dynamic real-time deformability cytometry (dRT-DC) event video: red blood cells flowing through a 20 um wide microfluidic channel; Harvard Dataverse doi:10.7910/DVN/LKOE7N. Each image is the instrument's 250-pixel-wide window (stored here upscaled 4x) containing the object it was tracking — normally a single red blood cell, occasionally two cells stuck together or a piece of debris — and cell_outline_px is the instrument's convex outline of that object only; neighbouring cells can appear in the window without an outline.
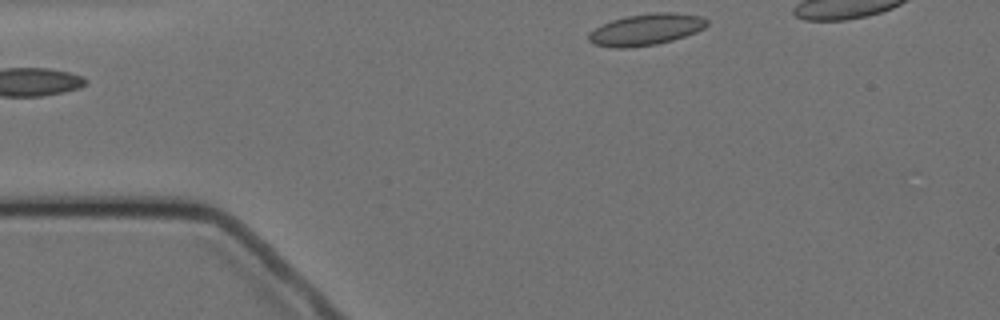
{"species": "Egyptian fruit bat (a non-hibernating species)", "species_latin": "Rousettus aegyptiacus", "temperature_condition": "cold", "stored_images_in_passage": 2, "segment_of_instrument_passage": [2, 2], "camera_frame_rate_fps": 3000, "um_per_image_px": 0.085, "animal": {"sex": "female"}, "frame": {"image": 1, "passage_image": 2, "time_ms": 1.333, "image_size_px": [1000, 320], "cell_outline_px": [[708, 24], [704, 28], [696, 32], [672, 40], [656, 44], [624, 48], [616, 48], [592, 44], [588, 40], [588, 32], [612, 20], [624, 16], [656, 12], [676, 12], [700, 16], [708, 20]], "centroid_in_image_um": [54.91, 2.5], "position_along_channel_um": 30.1, "area_um2": 21.68}}